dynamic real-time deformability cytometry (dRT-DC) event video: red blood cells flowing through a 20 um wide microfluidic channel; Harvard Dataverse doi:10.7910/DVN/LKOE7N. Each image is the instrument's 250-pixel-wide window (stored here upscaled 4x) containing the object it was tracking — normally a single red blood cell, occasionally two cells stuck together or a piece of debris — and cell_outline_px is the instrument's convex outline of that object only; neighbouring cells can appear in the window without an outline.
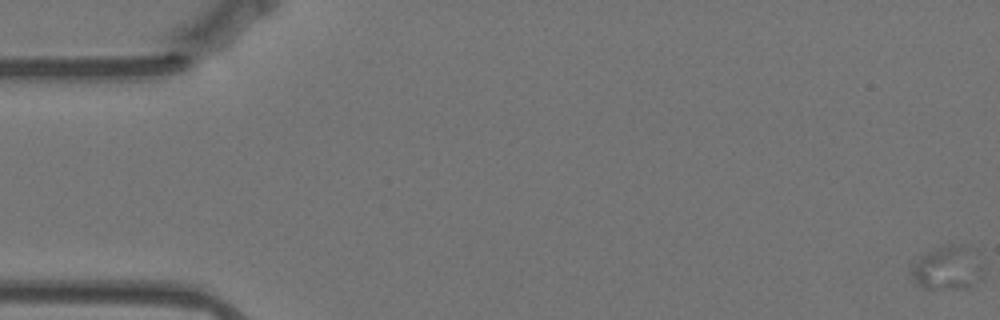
{"species": "Egyptian fruit bat (a non-hibernating species)", "species_latin": "Rousettus aegyptiacus", "temperature_condition": "warm", "stored_images_in_passage": 15, "camera_frame_rate_fps": 3000, "um_per_image_px": 0.085, "animal": {"sex": "female"}, "frame": {"image": 1, "passage_image": 1, "time_ms": 0.0, "image_size_px": [1000, 320], "cell_outline_px": [[984, 276], [972, 288], [924, 288], [916, 284], [912, 272], [912, 268], [916, 260], [920, 256], [932, 248], [940, 244], [964, 244], [968, 248], [984, 272]], "centroid_in_image_um": [80.53, 22.77], "position_along_channel_um": 4.5, "area_um2": 18.26}}